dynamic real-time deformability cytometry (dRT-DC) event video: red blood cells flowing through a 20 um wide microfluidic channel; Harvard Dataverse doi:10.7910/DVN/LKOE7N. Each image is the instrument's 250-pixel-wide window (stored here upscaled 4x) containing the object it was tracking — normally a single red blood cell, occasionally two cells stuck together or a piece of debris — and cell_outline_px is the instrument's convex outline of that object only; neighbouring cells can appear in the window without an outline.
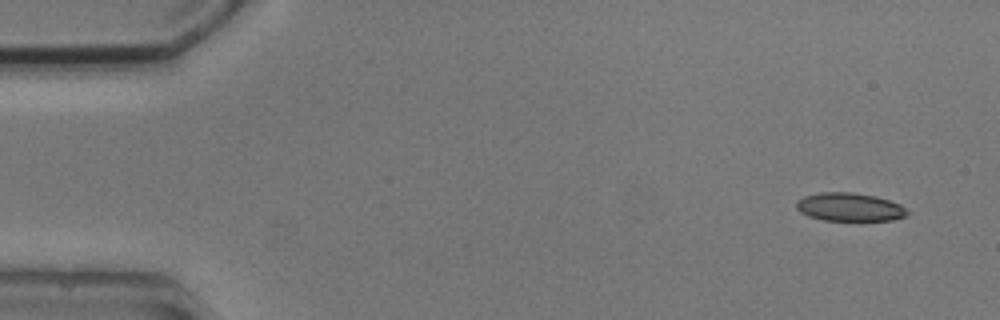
{"species": "common noctule bat (a hibernating species)", "species_latin": "Nyctalus noctula", "temperature_condition": "cold", "stored_images_in_passage": 8, "camera_frame_rate_fps": 3000, "um_per_image_px": 0.085, "animal": {"sex": "male", "body_mass_g": 20.5, "forearm_length_mm": 52.5}, "frame": {"image": 1, "passage_image": 1, "time_ms": 0.0, "image_size_px": [1000, 320], "cell_outline_px": [[912, 212], [908, 216], [892, 220], [824, 220], [808, 216], [800, 212], [796, 208], [796, 200], [804, 196], [820, 192], [852, 192], [876, 196], [900, 204]], "centroid_in_image_um": [72.24, 17.59], "position_along_channel_um": 12.8, "area_um2": 18.5}}
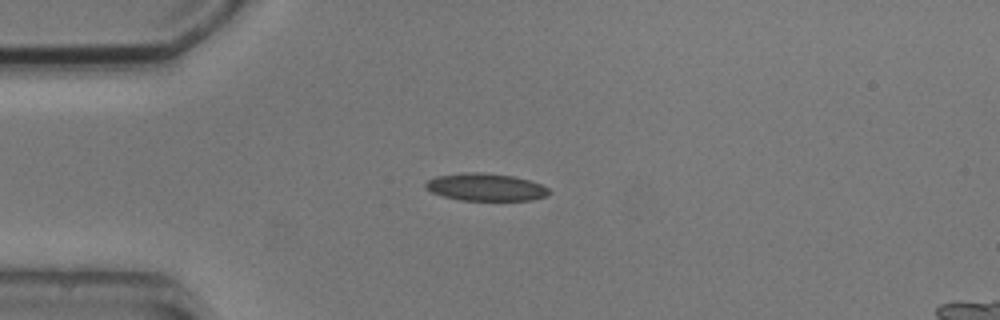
{"frame": {"image": 2, "passage_image": 3, "time_ms": 3.333, "image_size_px": [1000, 320], "cell_outline_px": [[552, 192], [548, 196], [532, 200], [460, 200], [444, 196], [432, 192], [424, 188], [424, 184], [428, 180], [436, 176], [464, 172], [480, 172], [512, 176], [528, 180], [540, 184], [548, 188]], "centroid_in_image_um": [41.28, 15.91], "position_along_channel_um": 43.7, "area_um2": 19.77}}